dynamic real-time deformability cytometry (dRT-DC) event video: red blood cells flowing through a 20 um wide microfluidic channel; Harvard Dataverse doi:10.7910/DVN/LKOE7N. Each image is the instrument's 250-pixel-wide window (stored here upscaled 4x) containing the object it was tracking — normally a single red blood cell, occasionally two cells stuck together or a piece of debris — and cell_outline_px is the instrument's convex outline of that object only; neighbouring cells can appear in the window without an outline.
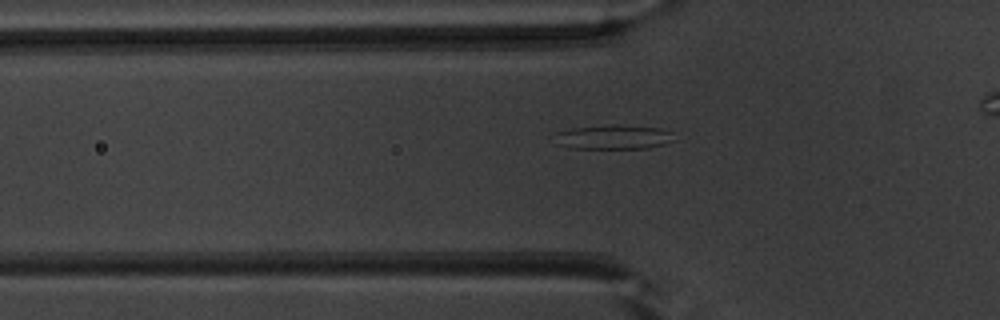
{"species": "common noctule bat (a hibernating species)", "species_latin": "Nyctalus noctula", "temperature_condition": "warm", "stored_images_in_passage": 31, "camera_frame_rate_fps": 3000, "um_per_image_px": 0.085, "animal": {"sex": "male", "body_mass_g": 20.1, "forearm_length_mm": 53.5}, "frame": {"image": 1, "passage_image": 4, "time_ms": 1.0, "image_size_px": [1000, 320], "cell_outline_px": [[672, 140], [664, 144], [648, 148], [572, 148], [556, 144], [556, 132], [572, 128], [612, 124], [616, 124], [660, 128], [672, 132]], "centroid_in_image_um": [52.13, 11.64], "position_along_channel_um": 73.7, "area_um2": 16.88}}
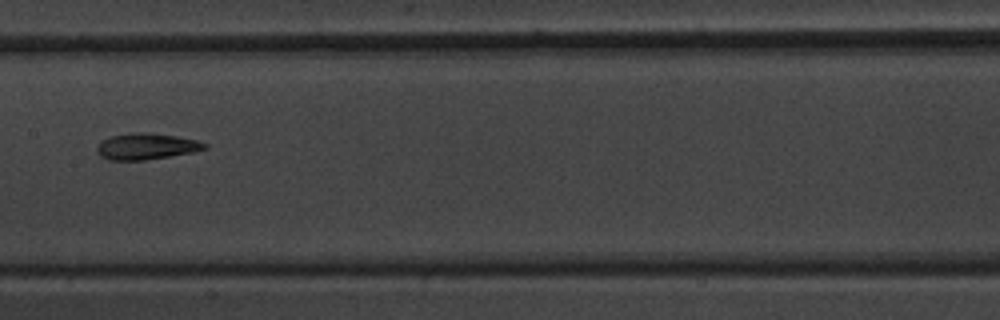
{"frame": {"image": 2, "passage_image": 13, "time_ms": 4.0, "image_size_px": [1000, 320], "cell_outline_px": [[208, 148], [192, 152], [144, 160], [108, 160], [100, 156], [96, 152], [96, 148], [100, 140], [112, 136], [136, 132], [148, 132], [176, 136], [196, 140], [208, 144]], "centroid_in_image_um": [12.4, 12.44], "position_along_channel_um": 195.0, "area_um2": 16.47}}
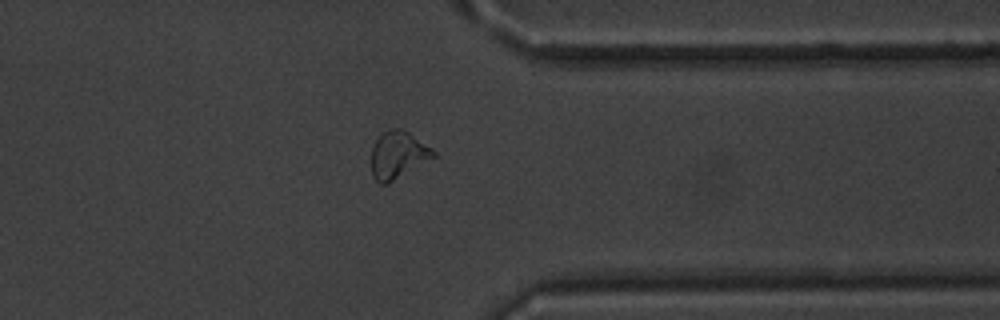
{"frame": {"image": 3, "passage_image": 27, "time_ms": 8.667, "image_size_px": [1000, 320], "cell_outline_px": [[436, 156], [388, 184], [380, 184], [372, 176], [372, 144], [388, 128], [404, 128], [432, 148], [436, 152]], "centroid_in_image_um": [33.83, 13.15], "position_along_channel_um": 377.6, "area_um2": 17.22}}